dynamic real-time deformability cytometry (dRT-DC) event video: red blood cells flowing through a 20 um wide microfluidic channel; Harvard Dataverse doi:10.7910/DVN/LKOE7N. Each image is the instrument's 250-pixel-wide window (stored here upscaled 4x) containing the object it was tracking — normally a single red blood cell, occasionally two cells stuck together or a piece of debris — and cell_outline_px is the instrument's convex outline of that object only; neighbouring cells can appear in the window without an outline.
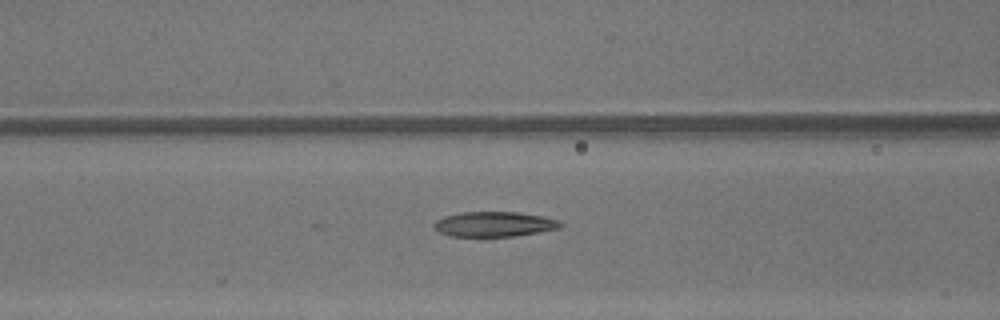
{"species": "common noctule bat (a hibernating species)", "species_latin": "Nyctalus noctula", "temperature_condition": "warm", "stored_images_in_passage": 47, "camera_frame_rate_fps": 3000, "um_per_image_px": 0.085, "animal": {"sex": "male", "body_mass_g": 13.3}, "frame": {"image": 1, "passage_image": 20, "time_ms": 6.333, "image_size_px": [1000, 320], "cell_outline_px": [[564, 224], [560, 228], [540, 232], [516, 236], [452, 236], [440, 232], [432, 224], [436, 220], [444, 216], [460, 212], [516, 212], [540, 216], [560, 220]], "centroid_in_image_um": [42.03, 19.05], "position_along_channel_um": 124.6, "area_um2": 18.38}}
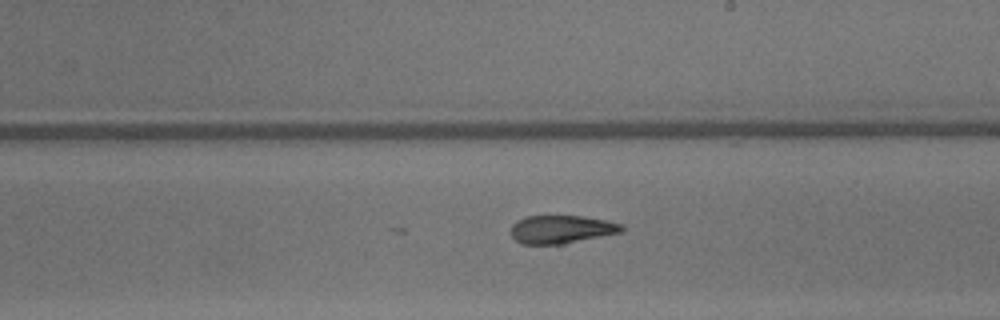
{"frame": {"image": 2, "passage_image": 28, "time_ms": 9.0, "image_size_px": [1000, 320], "cell_outline_px": [[624, 232], [564, 244], [524, 244], [516, 240], [512, 236], [512, 224], [516, 220], [524, 216], [580, 216], [604, 220], [620, 224], [624, 228]], "centroid_in_image_um": [47.72, 19.5], "position_along_channel_um": 241.3, "area_um2": 18.15}}
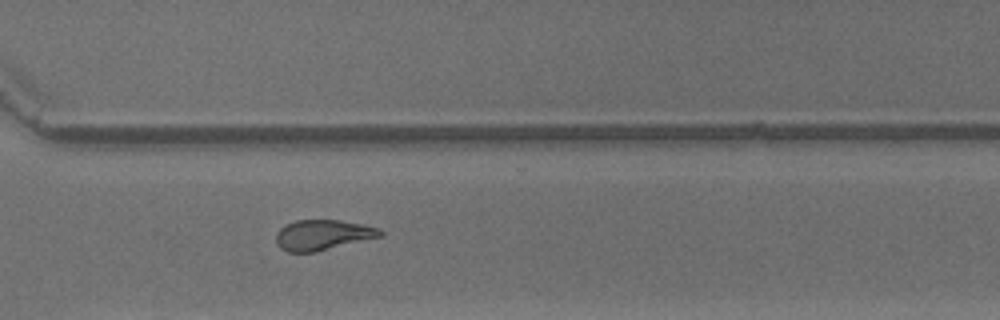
{"frame": {"image": 3, "passage_image": 35, "time_ms": 11.333, "image_size_px": [1000, 320], "cell_outline_px": [[384, 236], [316, 252], [288, 252], [280, 248], [276, 244], [276, 232], [284, 224], [296, 220], [340, 220], [380, 228], [384, 232]], "centroid_in_image_um": [27.43, 19.97], "position_along_channel_um": 343.2, "area_um2": 18.67}, "authors_computed_cell_mechanics": {"area_um2": 19.4208, "velocity_mm_per_s": 4.3871, "shape_relaxation_time_tau1_ms": 2.1383, "shape_relaxation_time_tau2_ms": 3.2549, "deformation_change_tau1": 0.1427, "deformation_change_tau2": 0.1008}}